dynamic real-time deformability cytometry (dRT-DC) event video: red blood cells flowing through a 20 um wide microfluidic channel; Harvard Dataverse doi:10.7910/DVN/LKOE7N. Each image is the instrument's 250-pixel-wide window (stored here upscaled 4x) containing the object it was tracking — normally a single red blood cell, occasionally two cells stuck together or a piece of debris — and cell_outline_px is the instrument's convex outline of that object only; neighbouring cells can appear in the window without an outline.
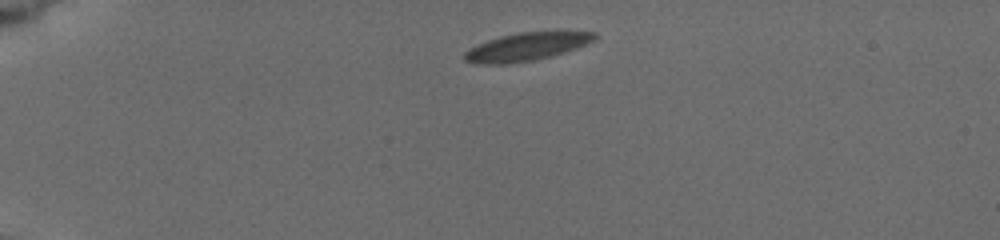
{"species": "common noctule bat (a hibernating species)", "species_latin": "Nyctalus noctula", "temperature_condition": "cold", "stored_images_in_passage": 3, "camera_frame_rate_fps": 3000, "um_per_image_px": 0.085, "animal": {"sex": "female", "body_mass_g": 19.5, "forearm_length_mm": 54.1}, "frame": {"image": 1, "passage_image": 1, "time_ms": 0.0, "image_size_px": [1000, 240], "cell_outline_px": [[596, 36], [592, 40], [584, 44], [548, 56], [532, 60], [504, 64], [484, 64], [464, 60], [464, 52], [488, 40], [500, 36], [520, 32], [596, 32]], "centroid_in_image_um": [44.68, 3.97], "position_along_channel_um": 40.3, "area_um2": 20.23}}